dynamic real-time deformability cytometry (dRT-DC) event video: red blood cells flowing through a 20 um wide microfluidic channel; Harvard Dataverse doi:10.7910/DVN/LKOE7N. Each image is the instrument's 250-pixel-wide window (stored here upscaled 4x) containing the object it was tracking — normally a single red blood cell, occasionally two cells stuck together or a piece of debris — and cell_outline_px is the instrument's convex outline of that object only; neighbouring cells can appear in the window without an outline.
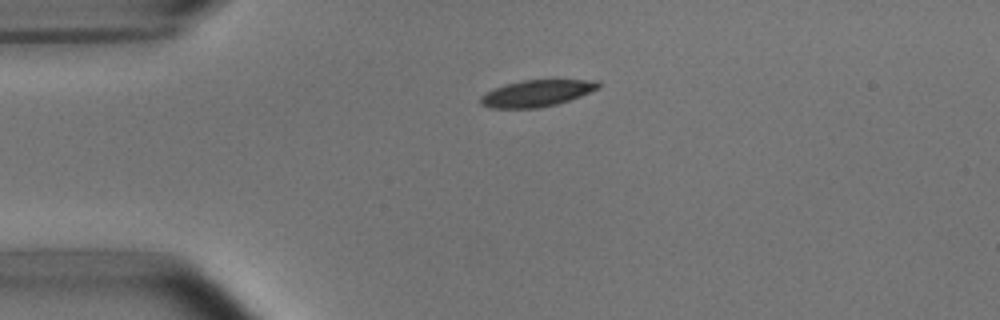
{"species": "common noctule bat (a hibernating species)", "species_latin": "Nyctalus noctula", "temperature_condition": "room temperature", "stored_images_in_passage": 3, "camera_frame_rate_fps": 3000, "um_per_image_px": 0.085, "animal": {"sex": "male", "body_mass_g": 15.6}, "frame": {"image": 1, "passage_image": 1, "time_ms": 0.0, "image_size_px": [1000, 320], "cell_outline_px": [[600, 88], [580, 96], [556, 104], [540, 108], [492, 108], [480, 104], [480, 96], [484, 92], [504, 84], [520, 80], [596, 80], [600, 84]], "centroid_in_image_um": [45.58, 7.92], "position_along_channel_um": 39.4, "area_um2": 18.32}}